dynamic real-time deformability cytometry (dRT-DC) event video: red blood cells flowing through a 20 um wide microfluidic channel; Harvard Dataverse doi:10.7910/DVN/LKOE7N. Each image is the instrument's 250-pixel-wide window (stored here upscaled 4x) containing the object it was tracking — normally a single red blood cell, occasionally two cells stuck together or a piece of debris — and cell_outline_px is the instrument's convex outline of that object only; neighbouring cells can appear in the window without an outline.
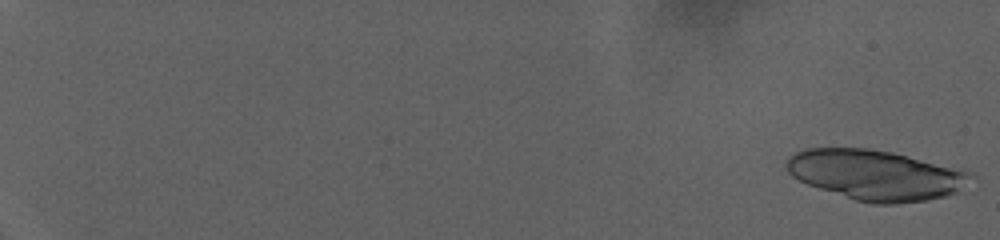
{"species": "human", "species_latin": "Homo sapiens", "temperature_condition": "warm", "stored_images_in_passage": 35, "camera_frame_rate_fps": 3000, "um_per_image_px": 0.085, "donor": {"sex": "female"}, "frame": {"image": 1, "passage_image": 1, "time_ms": 0.0, "image_size_px": [1000, 240], "cell_outline_px": [[968, 176], [960, 192], [928, 200], [896, 204], [872, 204], [856, 200], [808, 184], [792, 176], [788, 172], [788, 156], [796, 152], [808, 148], [868, 148], [892, 152], [968, 172]], "centroid_in_image_um": [74.37, 14.88], "position_along_channel_um": 10.6, "area_um2": 52.77}}
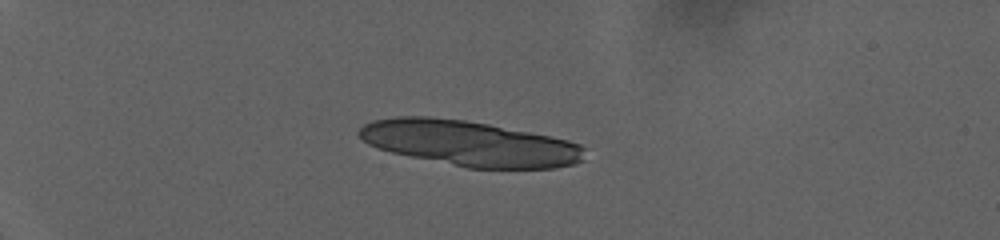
{"frame": {"image": 2, "passage_image": 24, "time_ms": 7.667, "image_size_px": [1000, 240], "cell_outline_px": [[584, 160], [576, 164], [556, 168], [468, 168], [392, 152], [368, 144], [356, 132], [364, 124], [372, 120], [396, 116], [428, 116], [464, 120], [488, 124], [568, 140], [580, 144], [584, 148]], "centroid_in_image_um": [39.92, 12.18], "position_along_channel_um": 45.1, "area_um2": 59.25}}